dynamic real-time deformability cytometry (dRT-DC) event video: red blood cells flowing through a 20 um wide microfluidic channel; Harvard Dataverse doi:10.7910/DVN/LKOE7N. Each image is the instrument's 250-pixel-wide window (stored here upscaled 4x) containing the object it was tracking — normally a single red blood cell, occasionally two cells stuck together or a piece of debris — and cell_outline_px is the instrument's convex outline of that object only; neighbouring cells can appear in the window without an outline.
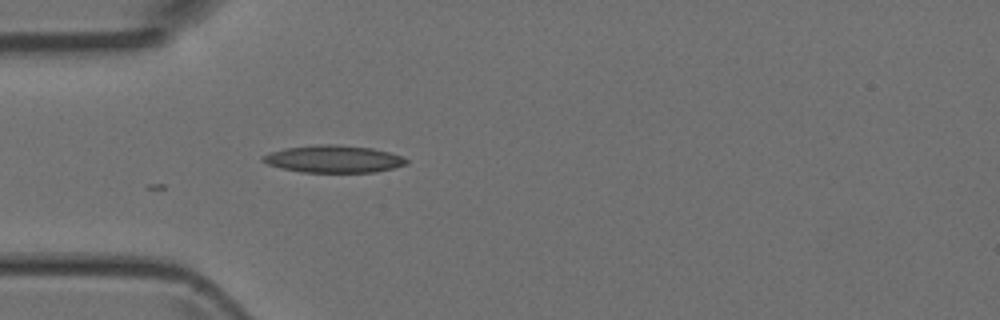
{"species": "Egyptian fruit bat (a non-hibernating species)", "species_latin": "Rousettus aegyptiacus", "temperature_condition": "room temperature", "stored_images_in_passage": 4, "camera_frame_rate_fps": 3000, "um_per_image_px": 0.085, "animal": {"sex": "female"}, "frame": {"image": 1, "passage_image": 4, "time_ms": 4.333, "image_size_px": [1000, 320], "cell_outline_px": [[408, 164], [376, 172], [300, 172], [268, 164], [260, 160], [260, 156], [284, 148], [316, 144], [336, 144], [372, 148], [388, 152], [400, 156], [408, 160]], "centroid_in_image_um": [28.33, 13.51], "position_along_channel_um": 56.7, "area_um2": 22.77}}